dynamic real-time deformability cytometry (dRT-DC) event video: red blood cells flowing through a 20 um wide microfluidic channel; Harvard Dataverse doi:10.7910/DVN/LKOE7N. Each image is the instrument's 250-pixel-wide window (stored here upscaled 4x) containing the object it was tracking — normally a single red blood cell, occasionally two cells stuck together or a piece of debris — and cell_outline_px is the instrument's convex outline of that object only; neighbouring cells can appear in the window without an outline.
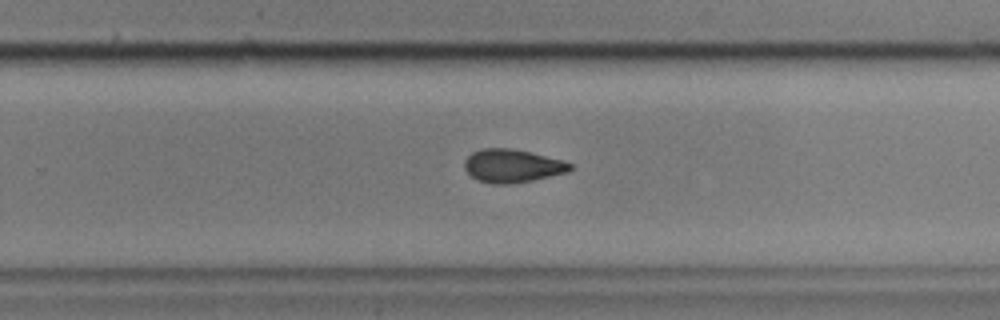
{"species": "common noctule bat (a hibernating species)", "species_latin": "Nyctalus noctula", "temperature_condition": "cold", "stored_images_in_passage": 41, "camera_frame_rate_fps": 3000, "um_per_image_px": 0.085, "animal": {"sex": "male", "body_mass_g": 17.9, "forearm_length_mm": 54.2}, "frame": {"image": 1, "passage_image": 27, "time_ms": 8.667, "image_size_px": [1000, 320], "cell_outline_px": [[572, 168], [568, 172], [532, 180], [512, 184], [492, 184], [476, 180], [464, 168], [464, 160], [472, 152], [480, 148], [512, 148], [564, 160], [572, 164]], "centroid_in_image_um": [43.53, 14.1], "position_along_channel_um": 286.3, "area_um2": 20.58}}
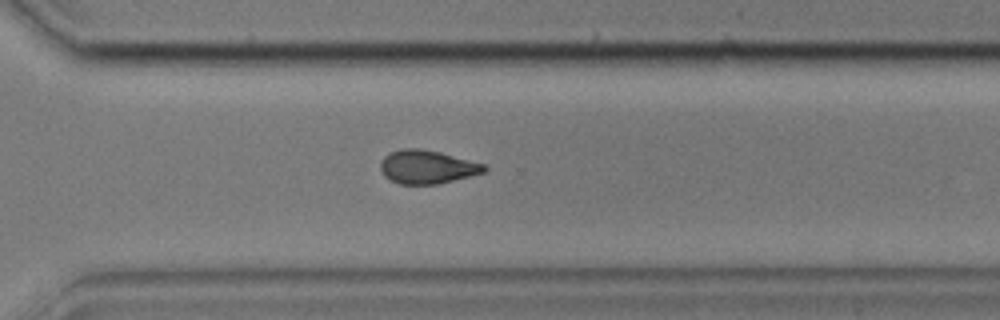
{"frame": {"image": 2, "passage_image": 31, "time_ms": 10.0, "image_size_px": [1000, 320], "cell_outline_px": [[488, 168], [484, 172], [440, 184], [400, 184], [384, 176], [380, 168], [380, 160], [388, 152], [400, 148], [420, 148], [440, 152], [484, 164]], "centroid_in_image_um": [36.27, 14.18], "position_along_channel_um": 334.3, "area_um2": 20.35}}
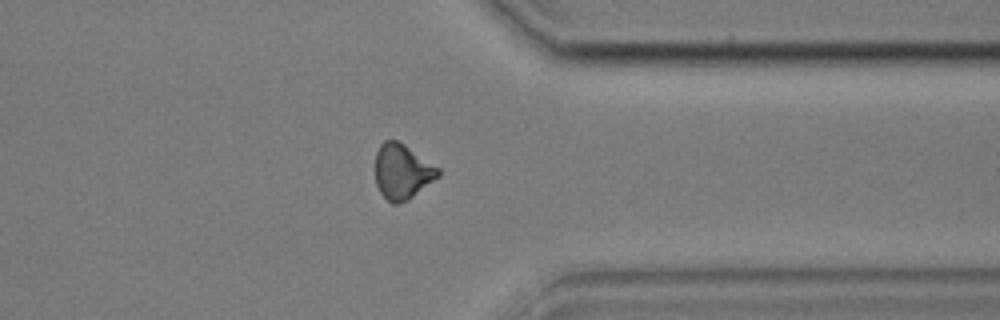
{"frame": {"image": 3, "passage_image": 35, "time_ms": 11.333, "image_size_px": [1000, 320], "cell_outline_px": [[440, 176], [408, 200], [396, 204], [392, 204], [380, 192], [376, 184], [376, 152], [380, 144], [384, 140], [396, 140], [404, 144], [440, 168]], "centroid_in_image_um": [34.2, 14.58], "position_along_channel_um": 377.2, "area_um2": 20.17}, "authors_computed_cell_mechanics": {"area_um2": 21.2126, "velocity_mm_per_s": 3.6036, "shape_relaxation_time_tau1_ms": 4.5214, "shape_relaxation_time_tau2_ms": 2.1769, "deformation_change_tau1": 0.1215, "deformation_change_tau2": 0.0693}}